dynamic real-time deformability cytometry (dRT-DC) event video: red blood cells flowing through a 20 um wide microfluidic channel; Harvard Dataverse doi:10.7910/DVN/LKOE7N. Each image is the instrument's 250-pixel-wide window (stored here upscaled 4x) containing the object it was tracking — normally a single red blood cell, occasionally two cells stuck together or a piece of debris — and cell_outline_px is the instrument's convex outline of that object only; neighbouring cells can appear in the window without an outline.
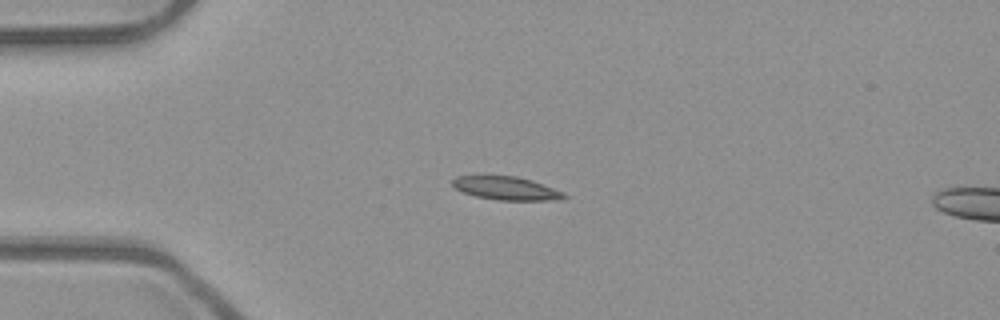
{"species": "common noctule bat (a hibernating species)", "species_latin": "Nyctalus noctula", "temperature_condition": "room temperature", "stored_images_in_passage": 5, "camera_frame_rate_fps": 3000, "um_per_image_px": 0.085, "animal": {"sex": "male", "body_mass_g": 23.1, "forearm_length_mm": 52.7}, "frame": {"image": 1, "passage_image": 3, "time_ms": 0.667, "image_size_px": [1000, 320], "cell_outline_px": [[568, 196], [556, 200], [496, 200], [476, 196], [464, 192], [456, 188], [452, 184], [452, 180], [456, 176], [516, 176], [532, 180], [564, 192]], "centroid_in_image_um": [43.05, 16.0], "position_along_channel_um": 42.0, "area_um2": 15.03}}